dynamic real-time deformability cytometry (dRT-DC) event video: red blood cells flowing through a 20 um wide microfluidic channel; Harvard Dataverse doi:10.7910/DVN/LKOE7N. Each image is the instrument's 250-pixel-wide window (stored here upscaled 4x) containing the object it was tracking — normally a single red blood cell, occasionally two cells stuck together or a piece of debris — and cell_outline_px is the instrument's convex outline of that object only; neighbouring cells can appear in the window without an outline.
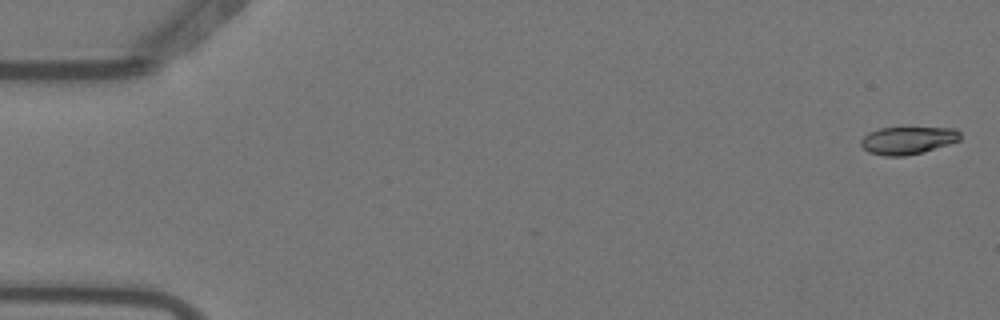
{"species": "Egyptian fruit bat (a non-hibernating species)", "species_latin": "Rousettus aegyptiacus", "temperature_condition": "warm", "stored_images_in_passage": 6, "camera_frame_rate_fps": 3000, "um_per_image_px": 0.085, "animal": {"sex": "female"}, "frame": {"image": 1, "passage_image": 1, "time_ms": 0.0, "image_size_px": [1000, 320], "cell_outline_px": [[960, 140], [924, 152], [904, 156], [884, 156], [868, 152], [860, 144], [860, 140], [868, 132], [880, 128], [956, 128], [960, 132]], "centroid_in_image_um": [77.14, 11.93], "position_along_channel_um": 7.9, "area_um2": 15.95}}
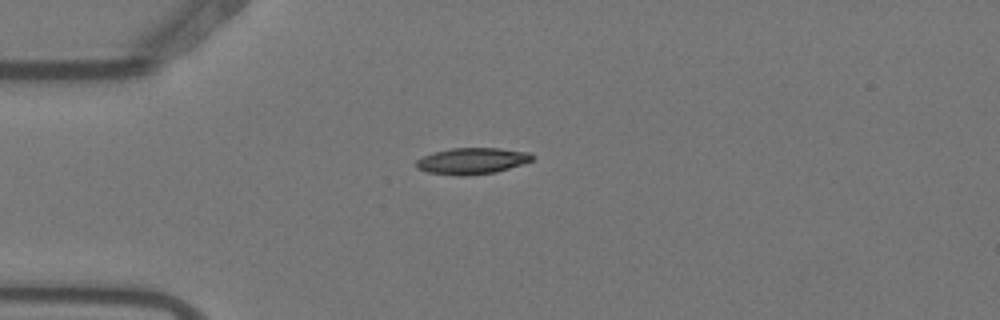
{"frame": {"image": 2, "passage_image": 4, "time_ms": 1.0, "image_size_px": [1000, 320], "cell_outline_px": [[536, 156], [532, 160], [496, 172], [464, 176], [460, 176], [428, 172], [416, 168], [416, 160], [424, 156], [436, 152], [452, 148], [500, 148], [528, 152]], "centroid_in_image_um": [40.13, 13.68], "position_along_channel_um": 44.9, "area_um2": 17.63}}
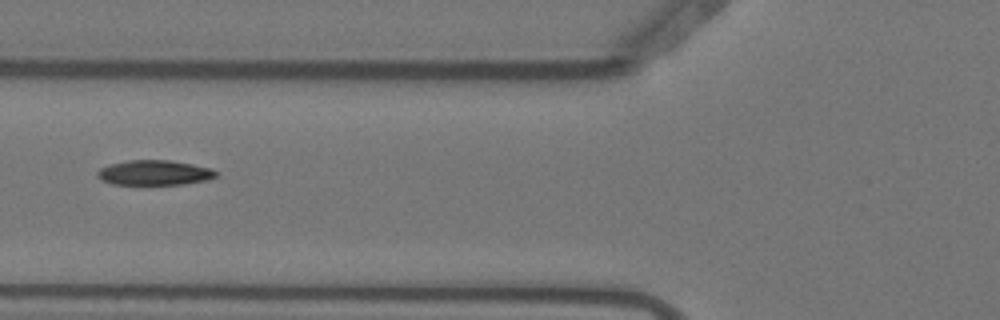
{"frame": {"image": 3, "passage_image": 6, "time_ms": 1.667, "image_size_px": [1000, 320], "cell_outline_px": [[216, 176], [208, 180], [184, 184], [112, 184], [100, 180], [96, 176], [96, 172], [100, 168], [108, 164], [128, 160], [168, 160], [192, 164], [212, 168], [216, 172]], "centroid_in_image_um": [13.08, 14.68], "position_along_channel_um": 112.7, "area_um2": 17.34}}